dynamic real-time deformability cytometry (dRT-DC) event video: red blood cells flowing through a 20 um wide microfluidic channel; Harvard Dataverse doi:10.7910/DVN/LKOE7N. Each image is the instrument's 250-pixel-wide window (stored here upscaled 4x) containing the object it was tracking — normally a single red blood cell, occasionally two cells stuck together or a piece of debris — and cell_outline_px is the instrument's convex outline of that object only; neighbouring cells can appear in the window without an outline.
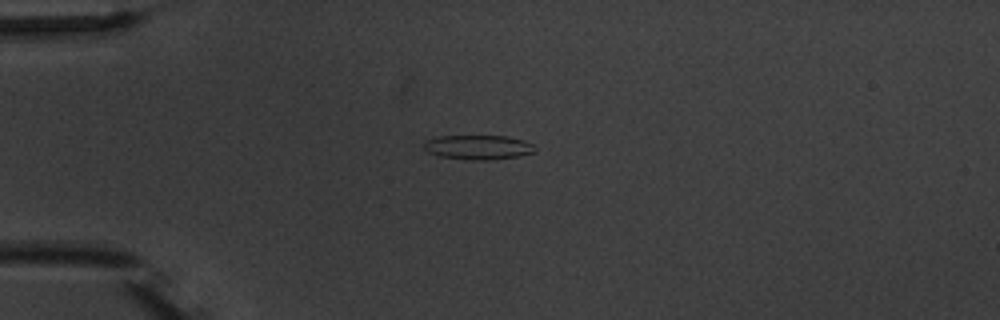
{"species": "common noctule bat (a hibernating species)", "species_latin": "Nyctalus noctula", "temperature_condition": "warm", "stored_images_in_passage": 7, "camera_frame_rate_fps": 3000, "um_per_image_px": 0.085, "animal": {"sex": "male", "body_mass_g": 20.1, "forearm_length_mm": 53.5}, "frame": {"image": 1, "passage_image": 4, "time_ms": 3.333, "image_size_px": [1000, 320], "cell_outline_px": [[536, 152], [520, 156], [488, 160], [472, 160], [440, 156], [428, 152], [424, 148], [424, 140], [436, 136], [508, 136], [524, 140], [532, 144], [536, 148]], "centroid_in_image_um": [40.66, 12.51], "position_along_channel_um": 44.3, "area_um2": 15.95}}
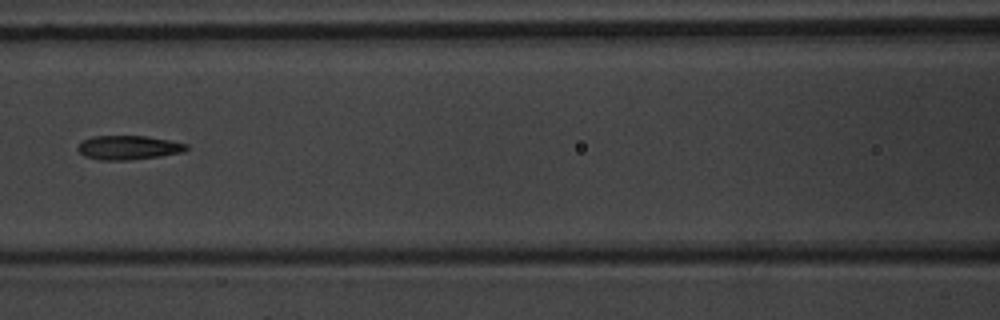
{"frame": {"image": 2, "passage_image": 7, "time_ms": 7.0, "image_size_px": [1000, 320], "cell_outline_px": [[188, 148], [184, 152], [160, 156], [128, 160], [100, 160], [84, 156], [76, 148], [84, 140], [92, 136], [148, 136], [188, 144]], "centroid_in_image_um": [10.93, 12.54], "position_along_channel_um": 155.7, "area_um2": 15.2}}